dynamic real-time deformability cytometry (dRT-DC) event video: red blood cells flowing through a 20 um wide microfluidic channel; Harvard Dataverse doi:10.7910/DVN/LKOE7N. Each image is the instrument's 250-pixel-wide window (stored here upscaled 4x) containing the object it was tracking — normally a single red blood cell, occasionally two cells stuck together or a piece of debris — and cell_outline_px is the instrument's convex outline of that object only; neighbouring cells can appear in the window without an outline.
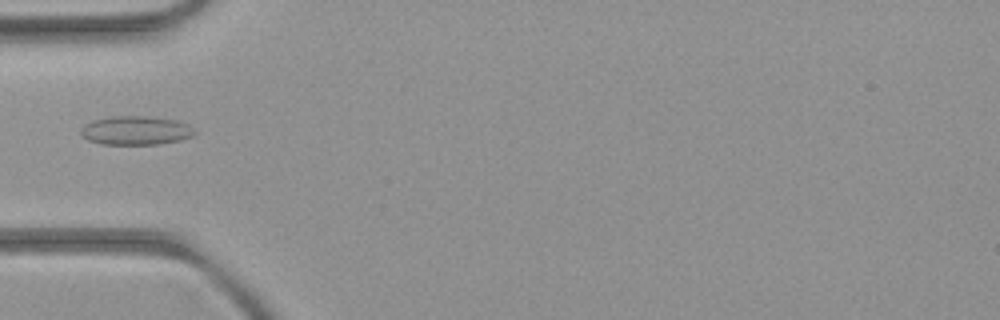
{"species": "common noctule bat (a hibernating species)", "species_latin": "Nyctalus noctula", "temperature_condition": "room temperature", "stored_images_in_passage": 6, "camera_frame_rate_fps": 3000, "um_per_image_px": 0.085, "animal": {"sex": "female", "body_mass_g": 21.9}, "frame": {"image": 1, "passage_image": 4, "time_ms": 4.333, "image_size_px": [1000, 320], "cell_outline_px": [[196, 132], [192, 136], [180, 140], [160, 144], [100, 144], [88, 140], [80, 136], [80, 128], [96, 120], [112, 116], [148, 116], [176, 120], [188, 124]], "centroid_in_image_um": [11.54, 11.1], "position_along_channel_um": 73.5, "area_um2": 19.07}}
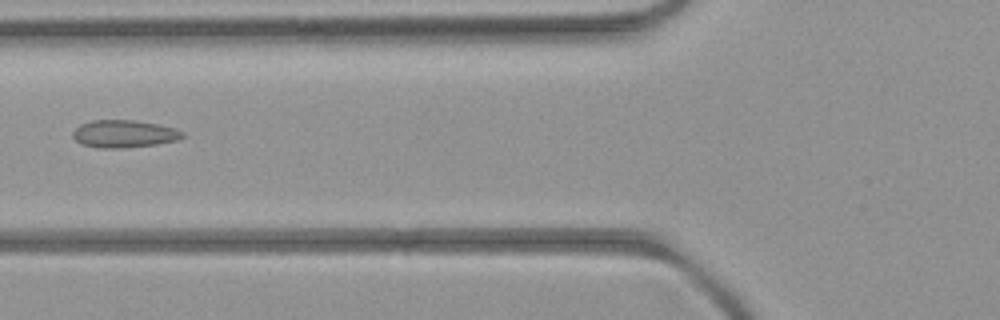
{"frame": {"image": 2, "passage_image": 5, "time_ms": 5.333, "image_size_px": [1000, 320], "cell_outline_px": [[184, 136], [176, 140], [156, 144], [120, 148], [100, 148], [80, 144], [72, 136], [72, 132], [80, 124], [92, 120], [132, 120], [156, 124], [172, 128], [184, 132]], "centroid_in_image_um": [10.49, 11.38], "position_along_channel_um": 115.3, "area_um2": 17.4}}
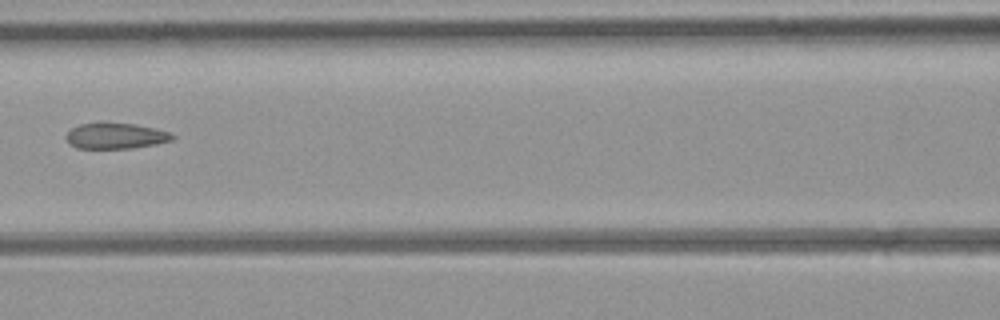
{"frame": {"image": 3, "passage_image": 6, "time_ms": 6.333, "image_size_px": [1000, 320], "cell_outline_px": [[176, 136], [172, 140], [156, 144], [132, 148], [76, 148], [64, 136], [72, 128], [80, 124], [100, 120], [104, 120], [136, 124], [156, 128], [168, 132]], "centroid_in_image_um": [9.82, 11.5], "position_along_channel_um": 156.8, "area_um2": 16.47}}